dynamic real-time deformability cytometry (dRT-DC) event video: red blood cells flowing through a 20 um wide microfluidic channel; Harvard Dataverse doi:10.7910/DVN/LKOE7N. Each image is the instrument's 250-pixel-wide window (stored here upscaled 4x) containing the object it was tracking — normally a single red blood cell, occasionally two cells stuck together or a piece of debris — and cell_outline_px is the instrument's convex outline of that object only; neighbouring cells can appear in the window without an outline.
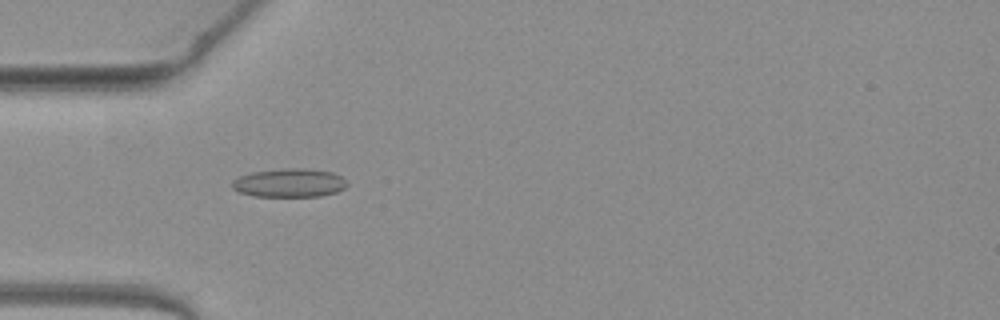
{"species": "common noctule bat (a hibernating species)", "species_latin": "Nyctalus noctula", "temperature_condition": "warm", "stored_images_in_passage": 33, "camera_frame_rate_fps": 3000, "um_per_image_px": 0.085, "animal": {"sex": "female", "body_mass_g": 19.3, "forearm_length_mm": 54.1}, "frame": {"image": 1, "passage_image": 3, "time_ms": 0.667, "image_size_px": [1000, 320], "cell_outline_px": [[348, 184], [344, 188], [336, 192], [320, 196], [252, 196], [240, 192], [232, 188], [232, 180], [240, 176], [252, 172], [284, 168], [304, 168], [332, 172], [340, 176]], "centroid_in_image_um": [24.58, 15.54], "position_along_channel_um": 60.4, "area_um2": 19.07}}
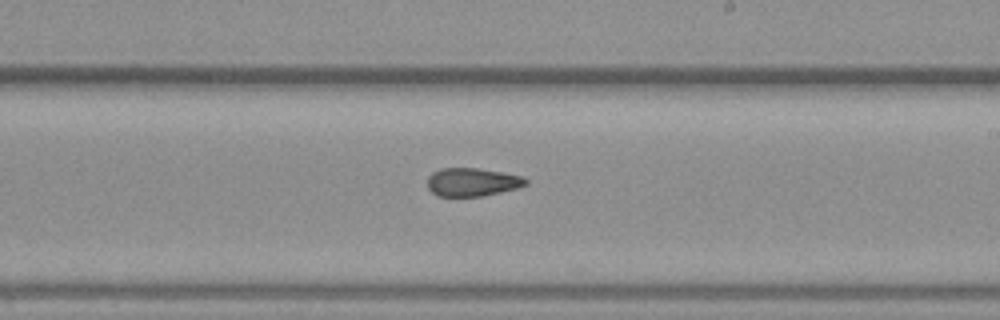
{"frame": {"image": 2, "passage_image": 17, "time_ms": 5.333, "image_size_px": [1000, 320], "cell_outline_px": [[528, 184], [516, 188], [500, 192], [480, 196], [436, 196], [428, 188], [428, 176], [432, 172], [440, 168], [476, 168], [524, 176], [528, 180]], "centroid_in_image_um": [40.13, 15.47], "position_along_channel_um": 248.9, "area_um2": 16.18}}
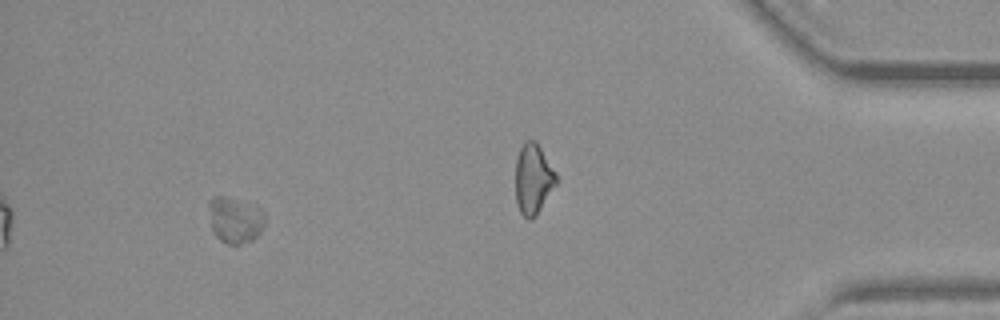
{"frame": {"image": 3, "passage_image": 29, "time_ms": 9.333, "image_size_px": [1000, 320], "cell_outline_px": [[264, 228], [252, 240], [240, 244], [228, 244], [220, 240], [216, 236], [212, 228], [208, 208], [208, 204], [212, 196], [224, 196], [260, 208], [264, 212]], "centroid_in_image_um": [19.97, 18.7], "position_along_channel_um": 415.2, "area_um2": 14.91}, "authors_computed_cell_mechanics": {"area_um2": 16.6464, "velocity_mm_per_s": 4.0764, "shape_relaxation_time_tau1_ms": 7.497, "shape_relaxation_time_tau2_ms": 3.0065, "deformation_change_tau1": 0.1705, "deformation_change_tau2": 0.1129}}